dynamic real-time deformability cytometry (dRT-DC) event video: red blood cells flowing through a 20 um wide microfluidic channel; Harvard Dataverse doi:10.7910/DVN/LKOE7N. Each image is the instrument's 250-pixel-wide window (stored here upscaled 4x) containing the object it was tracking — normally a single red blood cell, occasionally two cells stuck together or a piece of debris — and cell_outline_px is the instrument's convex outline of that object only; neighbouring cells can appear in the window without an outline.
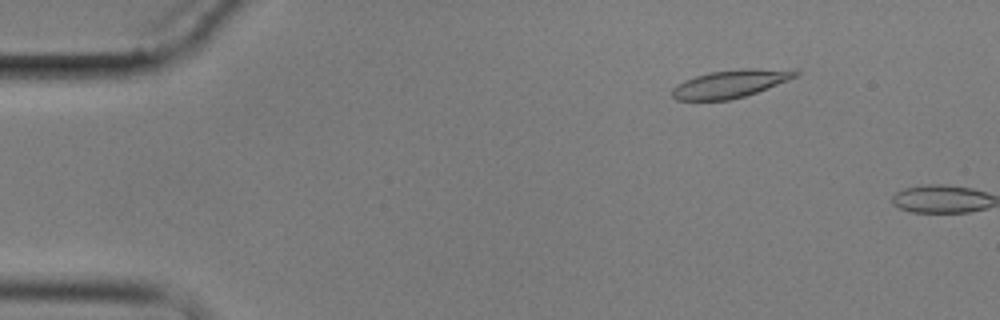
{"species": "common noctule bat (a hibernating species)", "species_latin": "Nyctalus noctula", "temperature_condition": "cold", "stored_images_in_passage": 3, "camera_frame_rate_fps": 3000, "um_per_image_px": 0.085, "animal": {"sex": "male", "body_mass_g": 17.9}, "frame": {"image": 1, "passage_image": 2, "time_ms": 1.333, "image_size_px": [1000, 320], "cell_outline_px": [[800, 72], [796, 76], [788, 80], [756, 92], [744, 96], [728, 100], [676, 100], [672, 96], [672, 88], [676, 84], [684, 80], [708, 72], [744, 68], [756, 68]], "centroid_in_image_um": [61.98, 7.13], "position_along_channel_um": 23.0, "area_um2": 19.65}}